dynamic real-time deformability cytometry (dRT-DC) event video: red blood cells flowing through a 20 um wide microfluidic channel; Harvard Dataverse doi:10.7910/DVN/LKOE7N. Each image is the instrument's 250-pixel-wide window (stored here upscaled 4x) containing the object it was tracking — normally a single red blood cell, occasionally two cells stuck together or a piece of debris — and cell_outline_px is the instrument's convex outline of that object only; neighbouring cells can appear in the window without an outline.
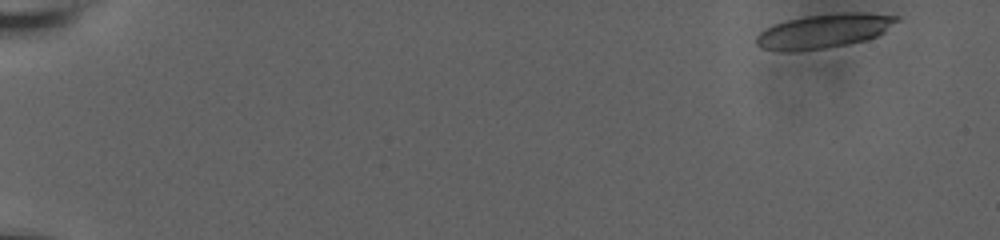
{"species": "human", "species_latin": "Homo sapiens", "temperature_condition": "room temperature", "stored_images_in_passage": 9, "camera_frame_rate_fps": 3000, "um_per_image_px": 0.085, "donor": {"sex": "male"}, "frame": {"image": 1, "passage_image": 1, "time_ms": 0.0, "image_size_px": [1000, 240], "cell_outline_px": [[900, 20], [884, 32], [876, 36], [864, 40], [824, 48], [788, 52], [760, 48], [756, 44], [756, 36], [764, 28], [772, 24], [804, 16], [844, 12], [860, 12], [900, 16]], "centroid_in_image_um": [70.01, 2.62], "position_along_channel_um": 15.0, "area_um2": 27.98}}
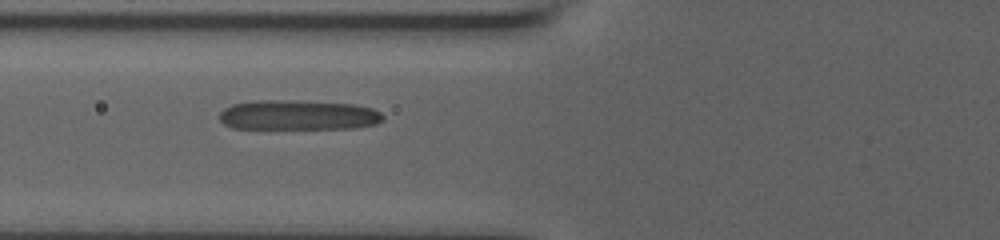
{"frame": {"image": 2, "passage_image": 8, "time_ms": 7.0, "image_size_px": [1000, 240], "cell_outline_px": [[384, 120], [376, 124], [356, 128], [232, 128], [224, 124], [220, 120], [220, 112], [224, 108], [232, 104], [252, 100], [292, 100], [352, 104], [372, 108], [380, 112], [384, 116]], "centroid_in_image_um": [25.34, 9.77], "position_along_channel_um": 100.5, "area_um2": 28.61}}
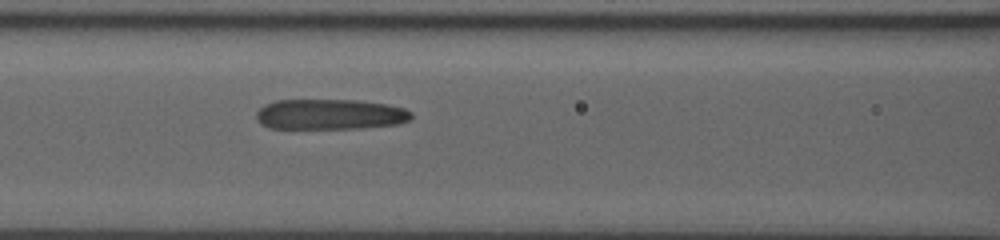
{"frame": {"image": 3, "passage_image": 9, "time_ms": 8.0, "image_size_px": [1000, 240], "cell_outline_px": [[412, 116], [408, 120], [396, 124], [356, 128], [268, 128], [260, 124], [256, 120], [256, 112], [264, 104], [276, 100], [356, 100], [384, 104], [404, 108], [412, 112]], "centroid_in_image_um": [27.98, 9.71], "position_along_channel_um": 138.6, "area_um2": 27.4}}